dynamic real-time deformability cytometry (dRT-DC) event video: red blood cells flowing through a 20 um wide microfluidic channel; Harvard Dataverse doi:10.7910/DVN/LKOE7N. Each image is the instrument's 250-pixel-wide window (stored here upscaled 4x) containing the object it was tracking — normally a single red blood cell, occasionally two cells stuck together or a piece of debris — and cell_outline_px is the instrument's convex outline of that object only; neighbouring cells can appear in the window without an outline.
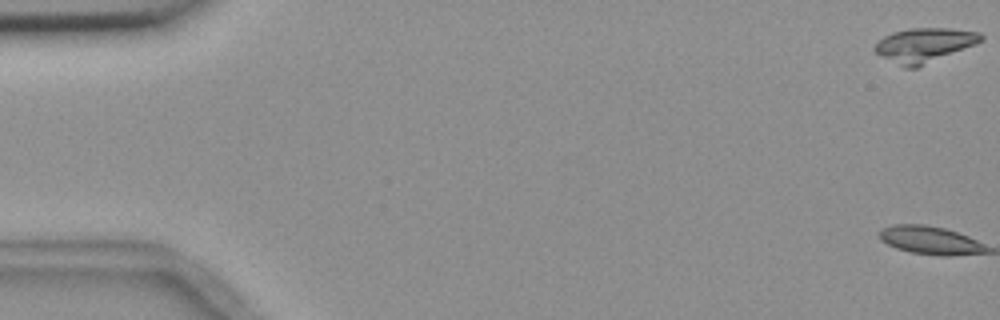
{"species": "common noctule bat (a hibernating species)", "species_latin": "Nyctalus noctula", "temperature_condition": "room temperature", "stored_images_in_passage": 7, "camera_frame_rate_fps": 3000, "um_per_image_px": 0.085, "animal": {"sex": "female", "body_mass_g": 18.4}, "frame": {"image": 1, "passage_image": 1, "time_ms": 0.0, "image_size_px": [1000, 320], "cell_outline_px": [[984, 40], [976, 44], [916, 68], [904, 68], [880, 56], [872, 48], [884, 36], [892, 32], [912, 28], [948, 28], [980, 32], [984, 36]], "centroid_in_image_um": [78.57, 3.83], "position_along_channel_um": 6.4, "area_um2": 21.21}}